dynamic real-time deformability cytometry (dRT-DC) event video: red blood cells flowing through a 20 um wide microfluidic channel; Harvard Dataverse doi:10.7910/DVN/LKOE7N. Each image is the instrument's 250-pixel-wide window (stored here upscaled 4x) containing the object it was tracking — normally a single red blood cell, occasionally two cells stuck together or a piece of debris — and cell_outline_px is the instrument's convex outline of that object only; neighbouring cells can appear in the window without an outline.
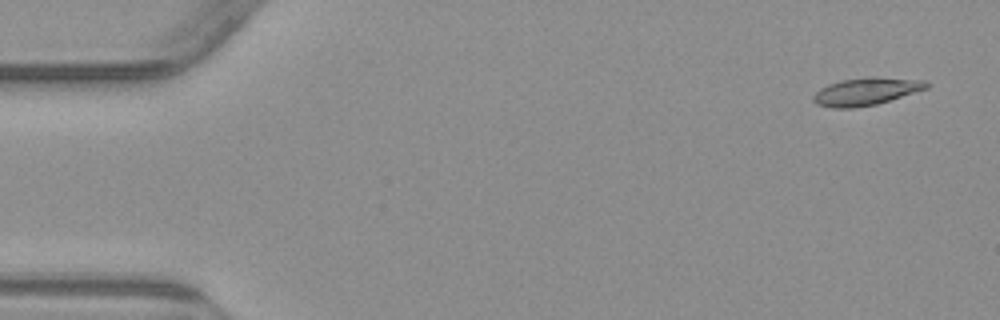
{"species": "common noctule bat (a hibernating species)", "species_latin": "Nyctalus noctula", "temperature_condition": "warm", "stored_images_in_passage": 7, "camera_frame_rate_fps": 3000, "um_per_image_px": 0.085, "animal": {"sex": "male", "body_mass_g": 23.1, "forearm_length_mm": 52.7}, "frame": {"image": 1, "passage_image": 1, "time_ms": 0.0, "image_size_px": [1000, 320], "cell_outline_px": [[932, 84], [928, 88], [876, 104], [852, 108], [832, 108], [816, 104], [812, 100], [812, 96], [820, 88], [828, 84], [840, 80], [868, 76], [872, 76], [928, 80]], "centroid_in_image_um": [73.63, 7.75], "position_along_channel_um": 11.4, "area_um2": 18.44}}
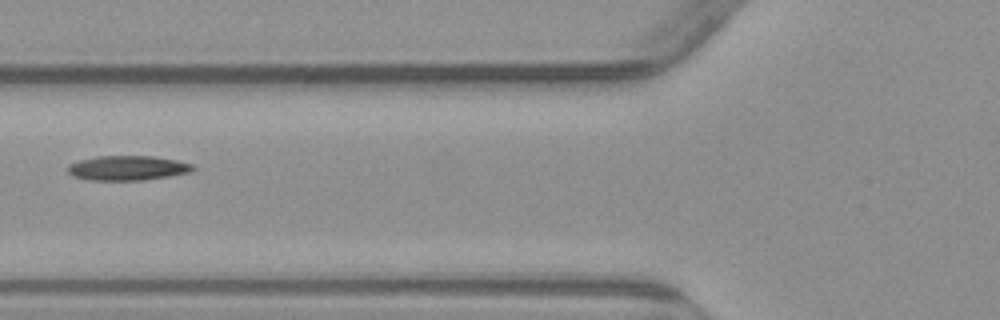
{"frame": {"image": 2, "passage_image": 6, "time_ms": 6.0, "image_size_px": [1000, 320], "cell_outline_px": [[196, 168], [192, 172], [144, 180], [92, 180], [72, 176], [68, 172], [68, 164], [80, 160], [96, 156], [152, 156], [176, 160], [192, 164]], "centroid_in_image_um": [10.85, 14.28], "position_along_channel_um": 115.0, "area_um2": 17.98}}
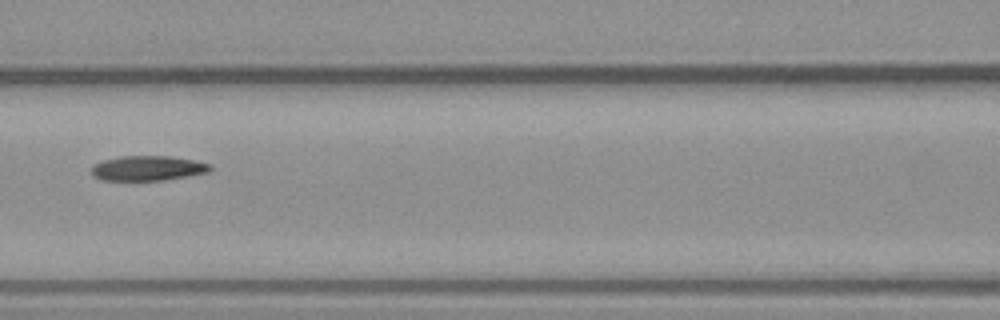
{"frame": {"image": 3, "passage_image": 7, "time_ms": 7.0, "image_size_px": [1000, 320], "cell_outline_px": [[212, 168], [208, 172], [188, 176], [164, 180], [100, 180], [92, 176], [92, 168], [96, 164], [104, 160], [120, 156], [168, 156], [196, 160], [212, 164]], "centroid_in_image_um": [12.59, 14.3], "position_along_channel_um": 154.0, "area_um2": 17.22}}